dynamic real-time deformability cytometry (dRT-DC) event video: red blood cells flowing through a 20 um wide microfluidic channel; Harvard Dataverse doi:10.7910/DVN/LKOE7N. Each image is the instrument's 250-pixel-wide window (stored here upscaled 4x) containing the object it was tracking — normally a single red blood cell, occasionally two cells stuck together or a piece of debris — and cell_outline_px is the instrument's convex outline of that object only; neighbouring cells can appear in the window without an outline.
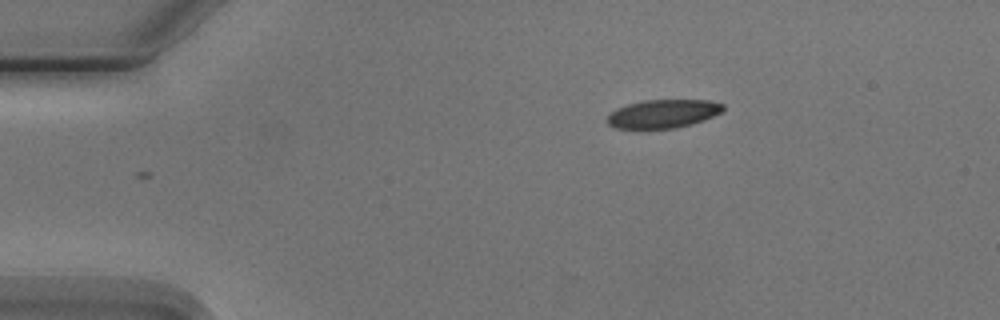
{"species": "Egyptian fruit bat (a non-hibernating species)", "species_latin": "Rousettus aegyptiacus", "temperature_condition": "cold", "stored_images_in_passage": 3, "camera_frame_rate_fps": 3000, "um_per_image_px": 0.085, "animal": {"sex": "male"}, "frame": {"image": 1, "passage_image": 1, "time_ms": 0.0, "image_size_px": [1000, 320], "cell_outline_px": [[724, 108], [720, 112], [704, 120], [692, 124], [676, 128], [616, 128], [608, 124], [604, 120], [616, 108], [628, 104], [644, 100], [708, 100], [724, 104]], "centroid_in_image_um": [56.34, 9.66], "position_along_channel_um": 28.7, "area_um2": 19.13}}